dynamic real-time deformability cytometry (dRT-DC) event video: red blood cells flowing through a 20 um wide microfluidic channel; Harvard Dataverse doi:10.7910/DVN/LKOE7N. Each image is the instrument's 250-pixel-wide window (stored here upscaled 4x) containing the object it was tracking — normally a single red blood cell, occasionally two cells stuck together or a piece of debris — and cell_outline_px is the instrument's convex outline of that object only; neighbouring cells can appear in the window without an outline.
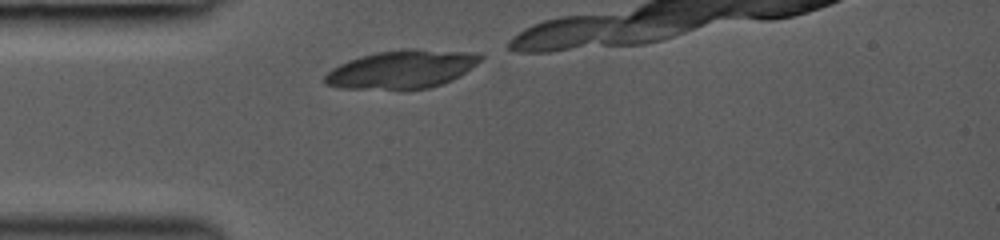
{"species": "common noctule bat (a hibernating species)", "species_latin": "Nyctalus noctula", "temperature_condition": "room temperature", "stored_images_in_passage": 6, "camera_frame_rate_fps": 3000, "um_per_image_px": 0.085, "animal": {"sex": "female", "body_mass_g": 19.0, "forearm_length_mm": 53.3}, "frame": {"image": 1, "passage_image": 1, "time_ms": 0.0, "image_size_px": [1000, 240], "cell_outline_px": [[484, 56], [476, 64], [460, 76], [452, 80], [428, 88], [400, 92], [340, 88], [324, 84], [324, 76], [332, 68], [348, 60], [360, 56], [376, 52], [408, 48], [412, 48], [468, 52]], "centroid_in_image_um": [34.1, 5.93], "position_along_channel_um": 50.9, "area_um2": 35.55}}